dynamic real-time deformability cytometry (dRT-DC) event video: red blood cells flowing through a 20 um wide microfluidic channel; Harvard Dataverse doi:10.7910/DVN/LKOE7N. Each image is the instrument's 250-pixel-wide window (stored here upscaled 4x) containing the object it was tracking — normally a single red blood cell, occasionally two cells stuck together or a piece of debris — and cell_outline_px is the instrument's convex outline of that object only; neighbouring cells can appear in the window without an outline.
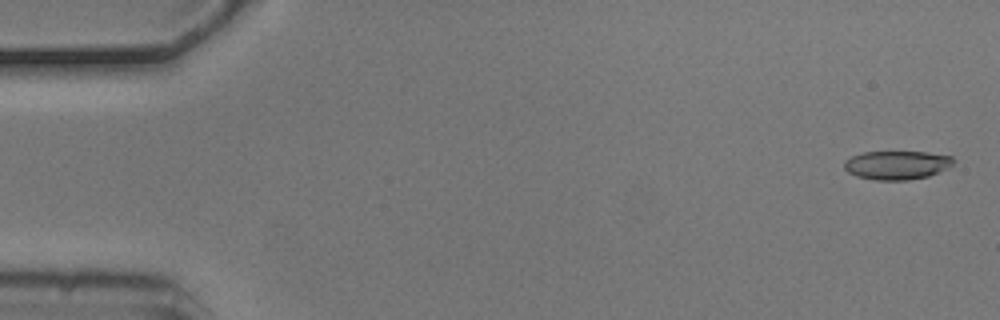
{"species": "common noctule bat (a hibernating species)", "species_latin": "Nyctalus noctula", "temperature_condition": "cold", "stored_images_in_passage": 5, "segment_of_instrument_passage": [1, 2], "camera_frame_rate_fps": 3000, "um_per_image_px": 0.085, "animal": {"sex": "male", "body_mass_g": 20.5, "forearm_length_mm": 52.5}, "frame": {"image": 1, "passage_image": 1, "time_ms": 0.0, "image_size_px": [1000, 320], "cell_outline_px": [[956, 160], [948, 168], [928, 176], [908, 180], [876, 180], [856, 176], [848, 172], [844, 168], [844, 160], [852, 156], [864, 152], [928, 152], [952, 156]], "centroid_in_image_um": [76.24, 14.03], "position_along_channel_um": 8.8, "area_um2": 18.32}}